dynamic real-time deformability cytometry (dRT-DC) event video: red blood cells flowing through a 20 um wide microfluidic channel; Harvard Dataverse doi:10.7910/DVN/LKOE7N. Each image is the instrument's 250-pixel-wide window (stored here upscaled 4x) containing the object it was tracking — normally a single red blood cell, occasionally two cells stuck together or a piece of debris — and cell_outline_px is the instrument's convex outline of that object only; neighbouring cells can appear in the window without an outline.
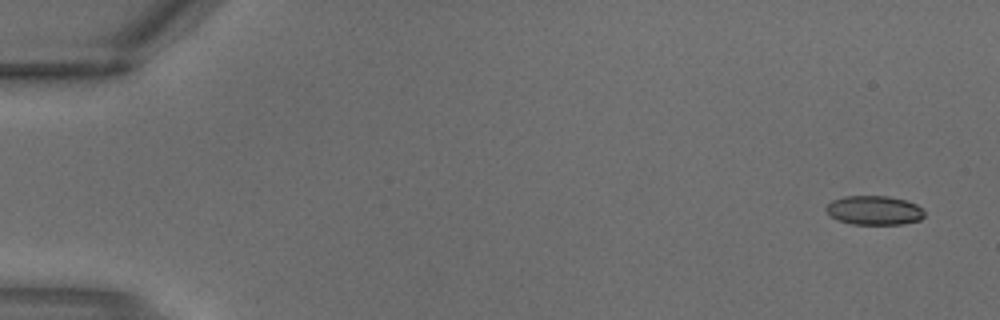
{"species": "common noctule bat (a hibernating species)", "species_latin": "Nyctalus noctula", "temperature_condition": "warm", "stored_images_in_passage": 3, "segment_of_instrument_passage": [2, 2], "camera_frame_rate_fps": 3000, "um_per_image_px": 0.085, "animal": {"sex": "male", "body_mass_g": 18.8}, "frame": {"image": 1, "passage_image": 3, "time_ms": 0.667, "image_size_px": [1000, 320], "cell_outline_px": [[924, 216], [920, 220], [904, 224], [852, 224], [836, 220], [824, 208], [832, 200], [844, 196], [888, 196], [904, 200], [916, 204], [924, 212]], "centroid_in_image_um": [74.29, 17.88], "position_along_channel_um": 10.7, "area_um2": 16.65}}